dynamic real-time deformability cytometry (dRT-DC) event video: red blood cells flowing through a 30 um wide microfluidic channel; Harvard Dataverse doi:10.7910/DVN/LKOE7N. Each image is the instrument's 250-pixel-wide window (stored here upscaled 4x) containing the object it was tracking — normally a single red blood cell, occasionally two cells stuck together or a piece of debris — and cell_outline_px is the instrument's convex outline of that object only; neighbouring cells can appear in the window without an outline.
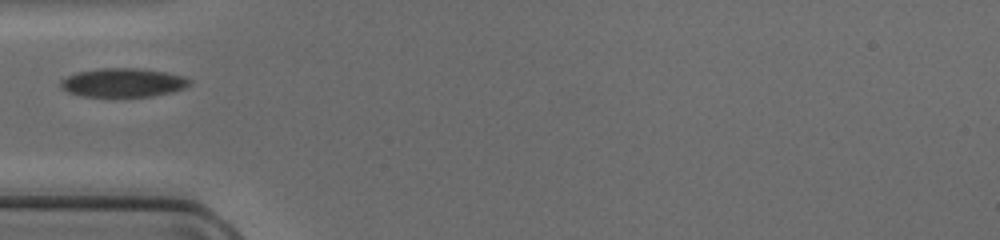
{"species": "common noctule bat (a hibernating species)", "species_latin": "Nyctalus noctula", "temperature_condition": "cold", "stored_images_in_passage": 28, "camera_frame_rate_fps": 3000, "um_per_image_px": 0.085, "animal": {"sex": "female", "body_mass_g": 17.0, "forearm_length_mm": 48.0}, "frame": {"image": 1, "passage_image": 1, "time_ms": 0.0, "image_size_px": [1000, 240], "cell_outline_px": [[192, 84], [184, 88], [172, 92], [152, 96], [84, 96], [68, 92], [60, 88], [60, 80], [68, 76], [80, 72], [100, 68], [136, 68], [164, 72], [184, 76], [192, 80]], "centroid_in_image_um": [10.49, 7.02], "position_along_channel_um": 74.5, "area_um2": 21.5}}
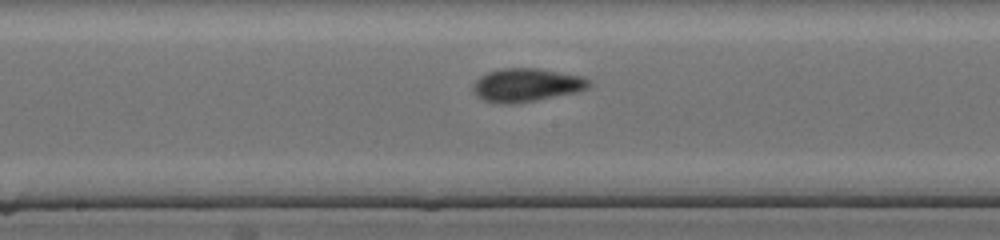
{"frame": {"image": 2, "passage_image": 10, "time_ms": 3.0, "image_size_px": [1000, 240], "cell_outline_px": [[588, 88], [580, 92], [536, 100], [512, 104], [500, 104], [484, 100], [476, 96], [472, 92], [472, 84], [480, 76], [488, 72], [504, 68], [536, 68], [580, 76], [588, 80]], "centroid_in_image_um": [44.69, 7.24], "position_along_channel_um": 203.5, "area_um2": 22.48}}
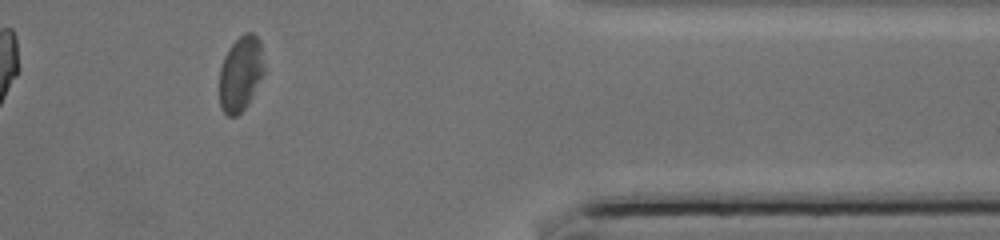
{"frame": {"image": 3, "passage_image": 25, "time_ms": 8.0, "image_size_px": [1000, 240], "cell_outline_px": [[264, 72], [248, 104], [236, 116], [228, 116], [220, 108], [220, 68], [224, 56], [228, 48], [244, 32], [252, 32], [260, 40], [264, 68]], "centroid_in_image_um": [20.45, 6.24], "position_along_channel_um": 391.0, "area_um2": 19.48}}